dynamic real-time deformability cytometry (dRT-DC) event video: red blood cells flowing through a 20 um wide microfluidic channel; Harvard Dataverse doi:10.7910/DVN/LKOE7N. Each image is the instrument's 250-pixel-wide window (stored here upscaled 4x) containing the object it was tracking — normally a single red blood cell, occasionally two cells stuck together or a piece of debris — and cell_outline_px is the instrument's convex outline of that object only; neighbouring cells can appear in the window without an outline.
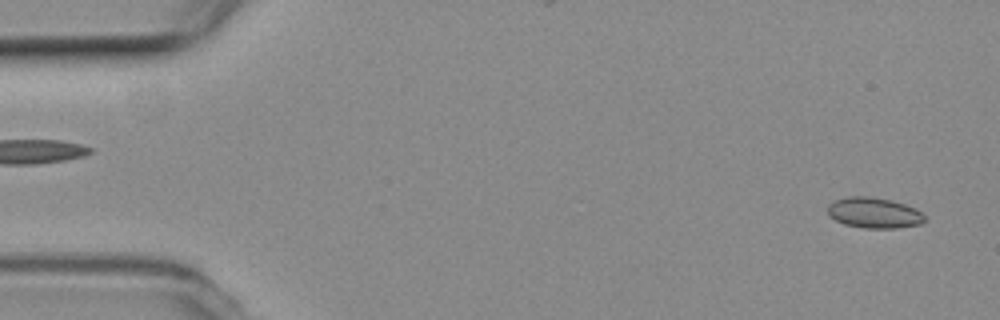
{"species": "common noctule bat (a hibernating species)", "species_latin": "Nyctalus noctula", "temperature_condition": "room temperature", "stored_images_in_passage": 13, "camera_frame_rate_fps": 3000, "um_per_image_px": 0.085, "animal": {"sex": "female", "body_mass_g": 19.3, "forearm_length_mm": 54.1}, "frame": {"image": 1, "passage_image": 2, "time_ms": 0.333, "image_size_px": [1000, 320], "cell_outline_px": [[924, 220], [920, 224], [896, 228], [864, 228], [844, 224], [836, 220], [828, 212], [828, 204], [832, 200], [848, 196], [868, 196], [892, 200], [916, 208], [924, 216]], "centroid_in_image_um": [74.27, 18.08], "position_along_channel_um": 10.7, "area_um2": 17.28}}